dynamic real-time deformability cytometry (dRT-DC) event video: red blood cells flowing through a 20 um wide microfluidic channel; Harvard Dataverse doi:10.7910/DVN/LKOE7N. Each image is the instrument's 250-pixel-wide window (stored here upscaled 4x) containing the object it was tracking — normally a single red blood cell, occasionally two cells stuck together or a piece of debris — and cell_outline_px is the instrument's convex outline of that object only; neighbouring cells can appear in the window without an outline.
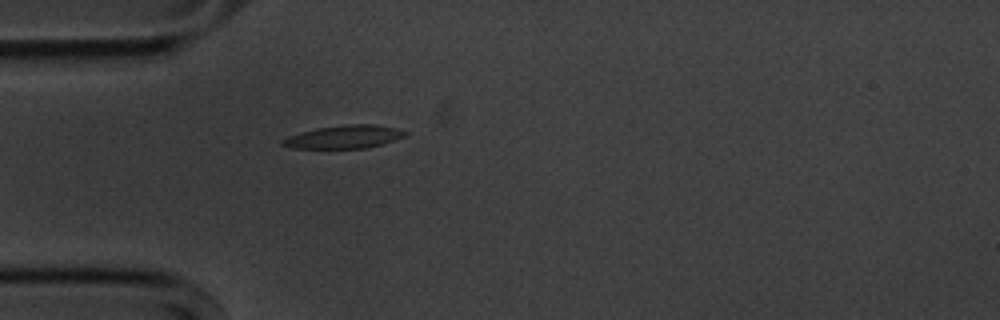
{"species": "common noctule bat (a hibernating species)", "species_latin": "Nyctalus noctula", "temperature_condition": "cold", "stored_images_in_passage": 33, "camera_frame_rate_fps": 3000, "um_per_image_px": 0.085, "animal": {"sex": "male", "body_mass_g": 20.1, "forearm_length_mm": 53.5}, "frame": {"image": 1, "passage_image": 1, "time_ms": 0.0, "image_size_px": [1000, 320], "cell_outline_px": [[408, 132], [404, 136], [368, 148], [292, 148], [280, 144], [280, 140], [288, 136], [300, 132], [316, 128], [344, 124], [376, 124], [396, 128]], "centroid_in_image_um": [29.2, 11.62], "position_along_channel_um": 55.8, "area_um2": 16.47}}
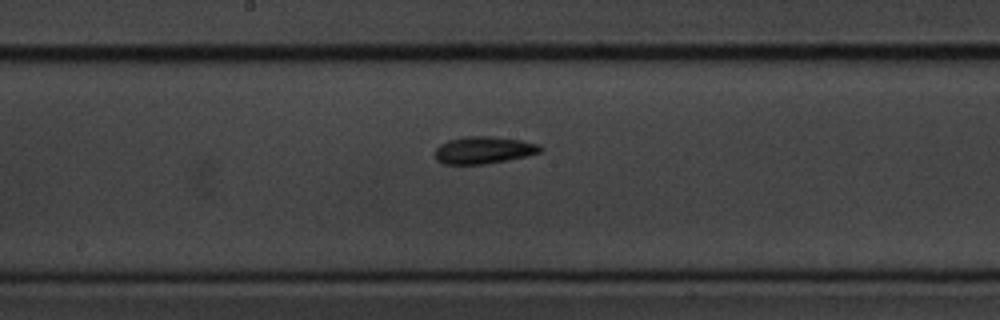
{"frame": {"image": 2, "passage_image": 14, "time_ms": 4.333, "image_size_px": [1000, 320], "cell_outline_px": [[544, 148], [540, 152], [524, 156], [484, 164], [444, 164], [436, 160], [436, 148], [440, 144], [448, 140], [464, 136], [492, 136], [520, 140], [540, 144]], "centroid_in_image_um": [41.1, 12.74], "position_along_channel_um": 207.1, "area_um2": 16.59}}
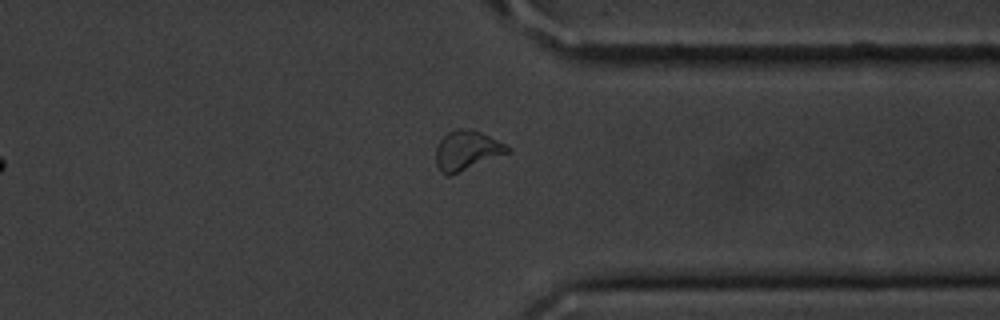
{"frame": {"image": 3, "passage_image": 28, "time_ms": 9.0, "image_size_px": [1000, 320], "cell_outline_px": [[512, 152], [460, 172], [448, 176], [444, 176], [440, 172], [436, 164], [436, 148], [440, 140], [448, 132], [456, 128], [460, 128], [480, 132], [512, 148]], "centroid_in_image_um": [39.68, 12.82], "position_along_channel_um": 371.7, "area_um2": 16.53}, "authors_computed_cell_mechanics": {"area_um2": 16.1262, "velocity_mm_per_s": 3.5935, "shape_relaxation_time_tau1_ms": 6.654, "shape_relaxation_time_tau2_ms": 6.9317, "deformation_change_tau1": 0.1399, "deformation_change_tau2": 0.1345}}